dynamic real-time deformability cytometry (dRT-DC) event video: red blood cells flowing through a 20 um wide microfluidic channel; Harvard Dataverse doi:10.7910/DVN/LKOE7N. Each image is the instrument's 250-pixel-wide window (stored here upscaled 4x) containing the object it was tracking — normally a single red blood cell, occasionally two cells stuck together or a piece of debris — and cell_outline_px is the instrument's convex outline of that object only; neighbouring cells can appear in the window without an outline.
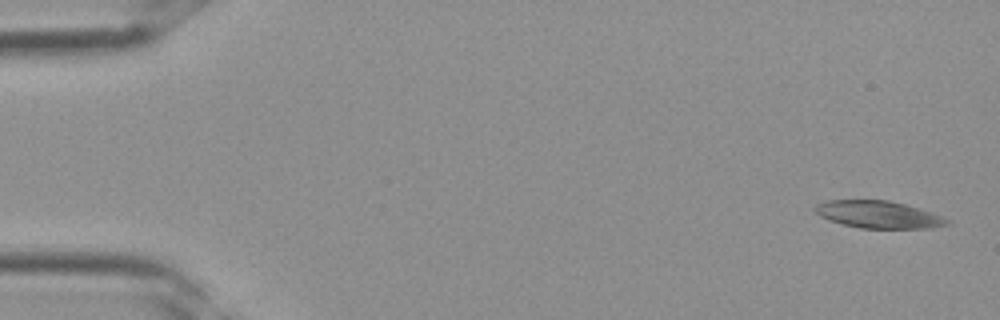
{"species": "Egyptian fruit bat (a non-hibernating species)", "species_latin": "Rousettus aegyptiacus", "temperature_condition": "room temperature", "stored_images_in_passage": 36, "camera_frame_rate_fps": 3000, "um_per_image_px": 0.085, "frame": {"image": 1, "passage_image": 1, "time_ms": 0.0, "image_size_px": [1000, 320], "cell_outline_px": [[952, 224], [928, 228], [860, 228], [828, 220], [820, 216], [812, 208], [816, 204], [824, 200], [888, 200], [904, 204], [932, 212], [944, 216], [952, 220]], "centroid_in_image_um": [74.69, 18.23], "position_along_channel_um": 10.3, "area_um2": 21.15}}
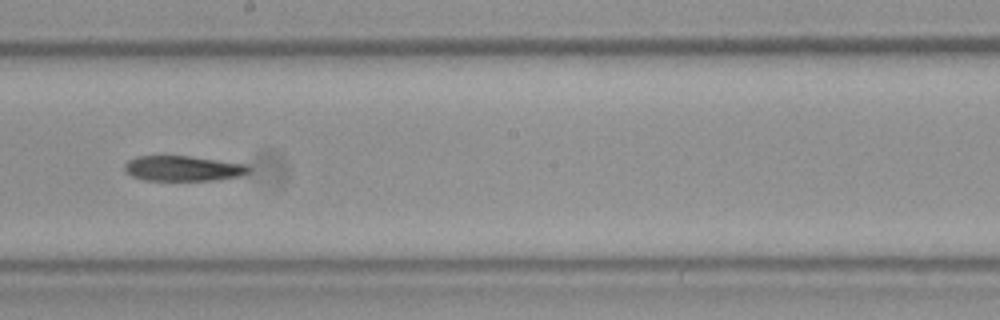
{"frame": {"image": 2, "passage_image": 20, "time_ms": 6.333, "image_size_px": [1000, 320], "cell_outline_px": [[252, 172], [244, 176], [212, 180], [144, 180], [132, 176], [124, 172], [124, 164], [128, 160], [136, 156], [188, 156], [248, 164], [252, 168]], "centroid_in_image_um": [15.61, 14.32], "position_along_channel_um": 232.6, "area_um2": 18.55}}
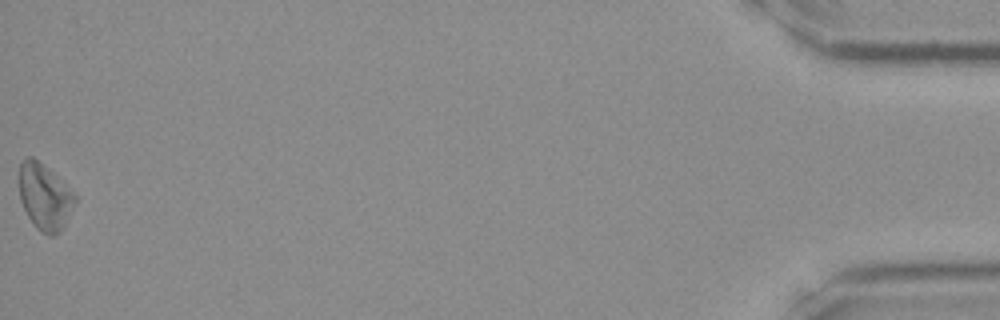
{"frame": {"image": 3, "passage_image": 36, "time_ms": 11.667, "image_size_px": [1000, 320], "cell_outline_px": [[76, 200], [60, 232], [56, 236], [48, 236], [36, 228], [28, 216], [20, 200], [20, 164], [28, 156], [32, 156], [56, 176], [76, 196]], "centroid_in_image_um": [3.78, 16.76], "position_along_channel_um": 431.4, "area_um2": 20.92}}